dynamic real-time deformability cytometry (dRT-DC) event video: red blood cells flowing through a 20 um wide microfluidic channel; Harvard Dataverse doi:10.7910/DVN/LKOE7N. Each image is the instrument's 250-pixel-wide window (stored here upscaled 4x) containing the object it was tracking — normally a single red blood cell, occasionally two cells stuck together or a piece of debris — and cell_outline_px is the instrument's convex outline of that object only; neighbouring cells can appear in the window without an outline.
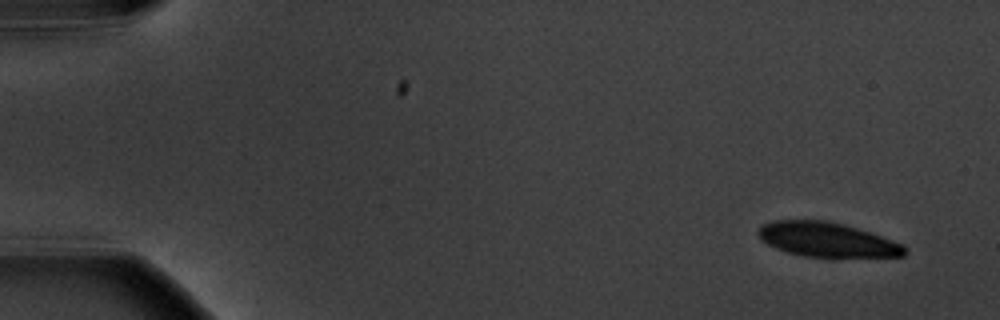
{"species": "common noctule bat (a hibernating species)", "species_latin": "Nyctalus noctula", "temperature_condition": "warm", "stored_images_in_passage": 5, "camera_frame_rate_fps": 3000, "um_per_image_px": 0.085, "animal": {"sex": "male", "body_mass_g": 20.1, "forearm_length_mm": 53.5}, "frame": {"image": 1, "passage_image": 1, "time_ms": 0.0, "image_size_px": [1000, 320], "cell_outline_px": [[908, 252], [904, 256], [832, 260], [828, 260], [804, 256], [788, 252], [776, 248], [768, 244], [756, 232], [760, 224], [772, 220], [828, 220], [844, 224], [904, 244], [908, 248]], "centroid_in_image_um": [70.36, 20.42], "position_along_channel_um": 14.6, "area_um2": 30.63}}